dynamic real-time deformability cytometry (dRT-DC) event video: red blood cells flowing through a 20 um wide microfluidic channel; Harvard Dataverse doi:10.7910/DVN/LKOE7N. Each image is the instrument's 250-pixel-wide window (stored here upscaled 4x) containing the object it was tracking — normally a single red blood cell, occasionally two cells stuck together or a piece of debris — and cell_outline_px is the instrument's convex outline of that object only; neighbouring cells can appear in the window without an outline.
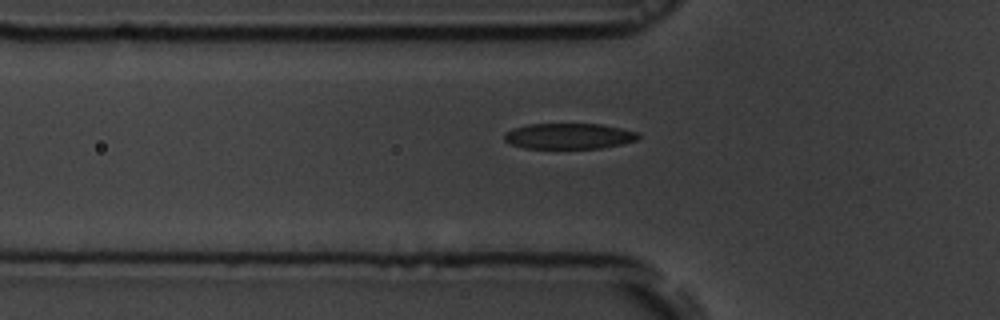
{"species": "common noctule bat (a hibernating species)", "species_latin": "Nyctalus noctula", "temperature_condition": "room temperature", "stored_images_in_passage": 38, "camera_frame_rate_fps": 3000, "um_per_image_px": 0.085, "animal": {"sex": "male", "body_mass_g": 19.5, "forearm_length_mm": 54.6}, "frame": {"image": 1, "passage_image": 6, "time_ms": 1.667, "image_size_px": [1000, 320], "cell_outline_px": [[640, 136], [636, 140], [620, 144], [600, 148], [524, 148], [512, 144], [504, 140], [504, 132], [512, 128], [528, 124], [600, 124], [620, 128], [636, 132]], "centroid_in_image_um": [48.3, 11.56], "position_along_channel_um": 77.5, "area_um2": 19.94}}
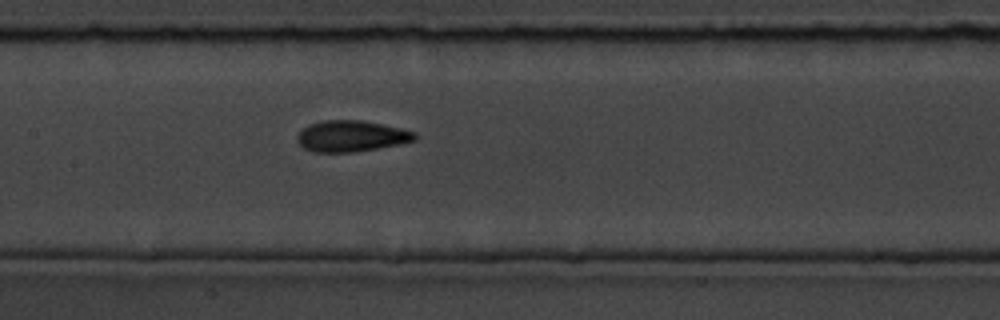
{"frame": {"image": 2, "passage_image": 14, "time_ms": 4.333, "image_size_px": [1000, 320], "cell_outline_px": [[416, 140], [376, 148], [352, 152], [312, 152], [304, 148], [296, 140], [296, 136], [308, 124], [324, 120], [364, 120], [400, 128], [416, 132]], "centroid_in_image_um": [29.82, 11.56], "position_along_channel_um": 177.6, "area_um2": 21.21}}
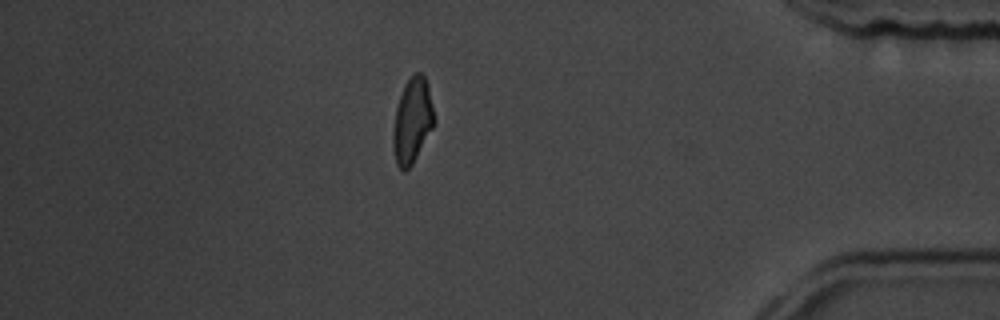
{"frame": {"image": 3, "passage_image": 35, "time_ms": 11.333, "image_size_px": [1000, 320], "cell_outline_px": [[432, 128], [412, 164], [404, 172], [396, 164], [392, 148], [392, 132], [396, 108], [404, 84], [416, 72], [420, 72], [424, 76], [428, 84], [432, 104]], "centroid_in_image_um": [35.0, 10.27], "position_along_channel_um": 400.2, "area_um2": 20.0}}